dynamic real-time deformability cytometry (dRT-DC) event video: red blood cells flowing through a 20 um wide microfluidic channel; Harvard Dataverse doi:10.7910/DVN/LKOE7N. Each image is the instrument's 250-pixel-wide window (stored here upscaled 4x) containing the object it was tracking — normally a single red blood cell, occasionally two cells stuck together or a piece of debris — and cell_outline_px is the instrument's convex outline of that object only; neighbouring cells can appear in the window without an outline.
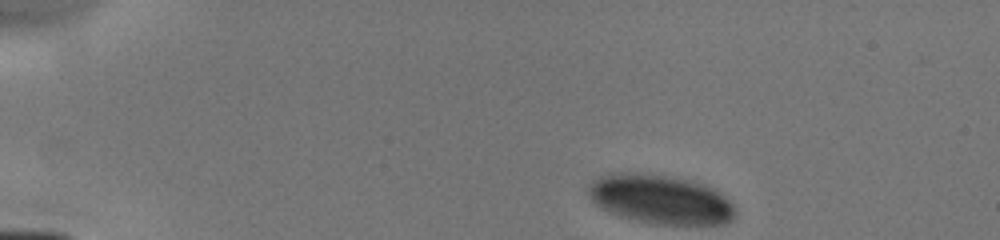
{"species": "human", "species_latin": "Homo sapiens", "temperature_condition": "cold", "stored_images_in_passage": 8, "camera_frame_rate_fps": 3000, "um_per_image_px": 0.085, "donor": {"sex": "male"}, "frame": {"image": 1, "passage_image": 1, "time_ms": 0.0, "image_size_px": [1000, 240], "cell_outline_px": [[736, 212], [732, 220], [724, 224], [652, 224], [620, 216], [596, 204], [592, 200], [588, 192], [588, 188], [592, 180], [600, 176], [612, 172], [636, 172], [668, 176], [692, 180], [704, 184], [712, 188], [724, 196], [736, 208]], "centroid_in_image_um": [56.14, 16.93], "position_along_channel_um": 28.9, "area_um2": 42.08}}
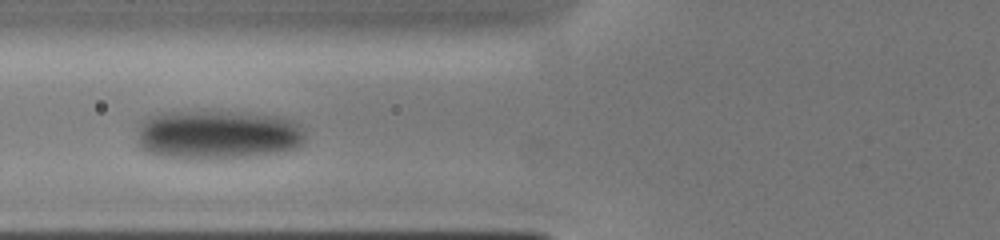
{"frame": {"image": 2, "passage_image": 5, "time_ms": 4.0, "image_size_px": [1000, 240], "cell_outline_px": [[304, 140], [300, 148], [276, 152], [248, 156], [204, 160], [188, 160], [156, 156], [144, 152], [136, 144], [136, 128], [148, 116], [160, 112], [212, 108], [284, 116], [296, 120], [304, 128]], "centroid_in_image_um": [18.44, 11.41], "position_along_channel_um": 107.4, "area_um2": 51.04}}
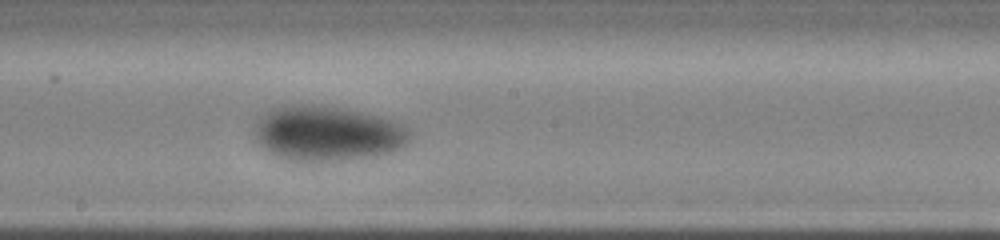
{"frame": {"image": 3, "passage_image": 8, "time_ms": 6.667, "image_size_px": [1000, 240], "cell_outline_px": [[408, 140], [400, 148], [388, 152], [364, 156], [336, 160], [296, 160], [280, 156], [268, 152], [256, 140], [256, 124], [272, 108], [296, 104], [308, 104], [336, 108], [376, 116], [392, 120], [404, 124], [408, 128]], "centroid_in_image_um": [27.81, 11.33], "position_along_channel_um": 220.4, "area_um2": 48.03}}